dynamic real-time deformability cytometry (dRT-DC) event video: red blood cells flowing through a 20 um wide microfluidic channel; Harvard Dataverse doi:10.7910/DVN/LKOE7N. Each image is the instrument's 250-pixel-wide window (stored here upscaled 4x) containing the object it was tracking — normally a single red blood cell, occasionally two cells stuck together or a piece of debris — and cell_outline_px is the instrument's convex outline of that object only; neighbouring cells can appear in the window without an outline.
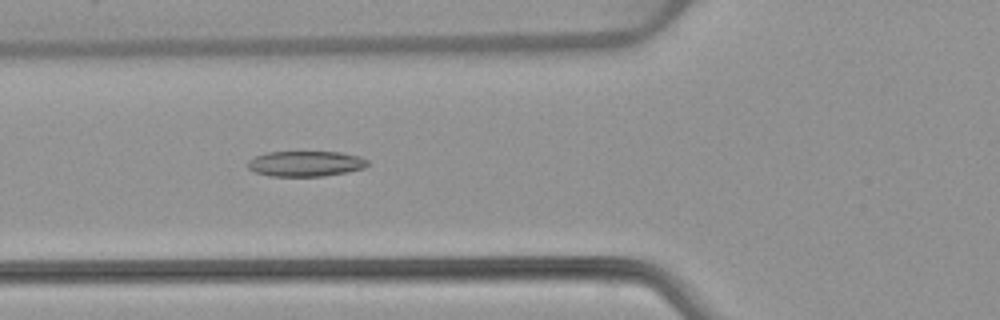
{"species": "common noctule bat (a hibernating species)", "species_latin": "Nyctalus noctula", "temperature_condition": "warm", "stored_images_in_passage": 2, "camera_frame_rate_fps": 3000, "um_per_image_px": 0.085, "animal": {"sex": "female", "body_mass_g": 22.7, "forearm_length_mm": 54.2}, "frame": {"image": 1, "passage_image": 2, "time_ms": 0.333, "image_size_px": [1000, 320], "cell_outline_px": [[368, 164], [364, 168], [348, 172], [324, 176], [268, 176], [256, 172], [248, 168], [248, 160], [264, 152], [340, 152], [360, 156], [368, 160]], "centroid_in_image_um": [25.98, 13.91], "position_along_channel_um": 99.8, "area_um2": 17.86}}